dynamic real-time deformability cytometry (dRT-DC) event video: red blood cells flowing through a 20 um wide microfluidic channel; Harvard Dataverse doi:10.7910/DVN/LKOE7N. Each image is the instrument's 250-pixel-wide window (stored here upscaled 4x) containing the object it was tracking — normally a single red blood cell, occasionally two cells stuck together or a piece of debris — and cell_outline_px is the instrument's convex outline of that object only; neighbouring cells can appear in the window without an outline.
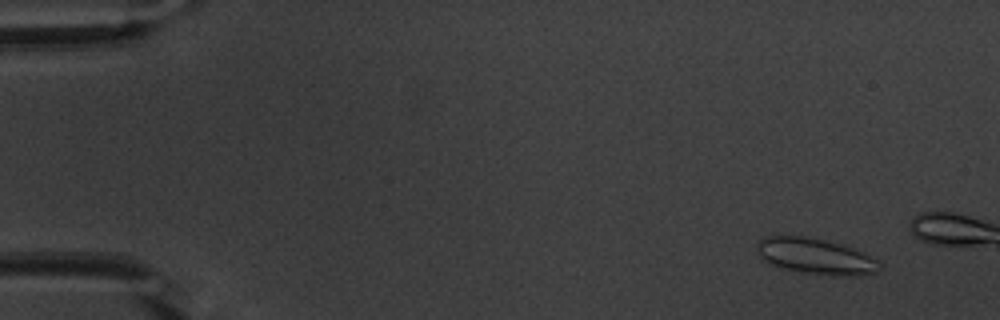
{"species": "common noctule bat (a hibernating species)", "species_latin": "Nyctalus noctula", "temperature_condition": "warm", "stored_images_in_passage": 14, "camera_frame_rate_fps": 3000, "um_per_image_px": 0.085, "animal": {"sex": "male", "body_mass_g": 20.1, "forearm_length_mm": 53.5}, "frame": {"image": 1, "passage_image": 5, "time_ms": 1.333, "image_size_px": [1000, 320], "cell_outline_px": [[884, 264], [880, 272], [868, 276], [832, 276], [776, 268], [764, 260], [760, 256], [756, 248], [760, 240], [764, 236], [804, 236], [828, 240], [844, 244], [864, 252], [880, 260]], "centroid_in_image_um": [69.44, 21.81], "position_along_channel_um": 15.6, "area_um2": 26.59}}